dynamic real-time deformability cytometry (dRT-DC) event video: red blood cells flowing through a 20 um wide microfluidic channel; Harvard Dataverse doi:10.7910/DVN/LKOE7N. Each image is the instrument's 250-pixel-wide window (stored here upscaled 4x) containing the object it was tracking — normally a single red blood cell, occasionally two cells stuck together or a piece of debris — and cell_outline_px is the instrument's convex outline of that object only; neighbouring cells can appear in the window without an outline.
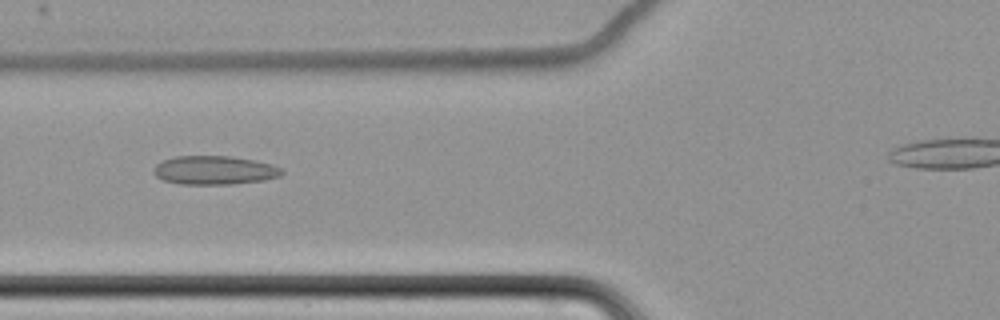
{"species": "common noctule bat (a hibernating species)", "species_latin": "Nyctalus noctula", "temperature_condition": "cold", "stored_images_in_passage": 36, "camera_frame_rate_fps": 3000, "um_per_image_px": 0.085, "animal": {"sex": "female", "body_mass_g": 22.7, "forearm_length_mm": 54.2}, "frame": {"image": 1, "passage_image": 6, "time_ms": 1.667, "image_size_px": [1000, 320], "cell_outline_px": [[284, 172], [280, 176], [264, 180], [232, 184], [180, 184], [164, 180], [156, 176], [156, 164], [164, 160], [176, 156], [232, 156], [272, 164], [280, 168]], "centroid_in_image_um": [18.26, 14.47], "position_along_channel_um": 107.5, "area_um2": 21.21}}
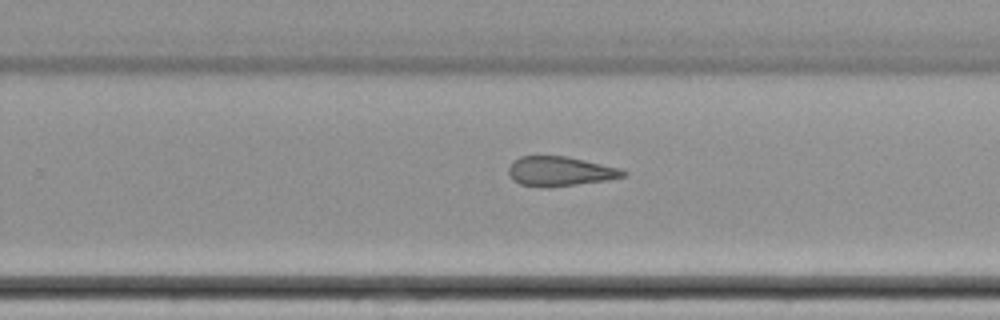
{"frame": {"image": 2, "passage_image": 21, "time_ms": 6.667, "image_size_px": [1000, 320], "cell_outline_px": [[628, 172], [624, 176], [608, 180], [552, 188], [520, 184], [512, 180], [508, 172], [508, 168], [512, 160], [520, 156], [568, 156], [620, 168]], "centroid_in_image_um": [47.59, 14.56], "position_along_channel_um": 282.2, "area_um2": 20.0}}
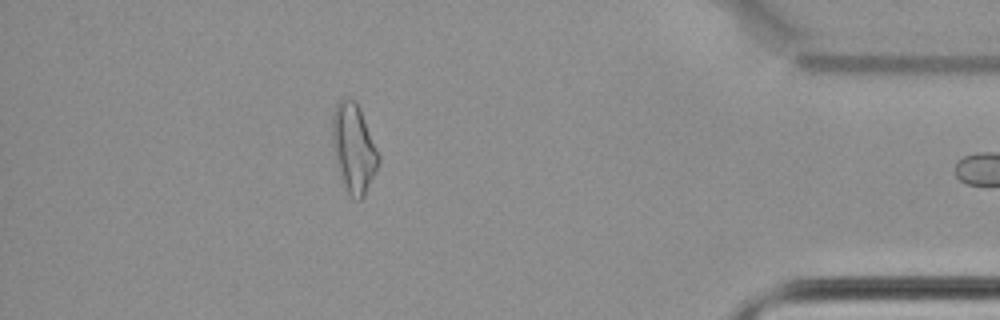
{"frame": {"image": 3, "passage_image": 35, "time_ms": 11.333, "image_size_px": [1000, 320], "cell_outline_px": [[380, 160], [364, 196], [360, 200], [356, 200], [348, 196], [340, 180], [336, 168], [332, 144], [332, 112], [336, 104], [340, 100], [348, 96], [356, 100], [360, 108], [380, 156]], "centroid_in_image_um": [30.03, 12.6], "position_along_channel_um": 405.2, "area_um2": 24.45}}